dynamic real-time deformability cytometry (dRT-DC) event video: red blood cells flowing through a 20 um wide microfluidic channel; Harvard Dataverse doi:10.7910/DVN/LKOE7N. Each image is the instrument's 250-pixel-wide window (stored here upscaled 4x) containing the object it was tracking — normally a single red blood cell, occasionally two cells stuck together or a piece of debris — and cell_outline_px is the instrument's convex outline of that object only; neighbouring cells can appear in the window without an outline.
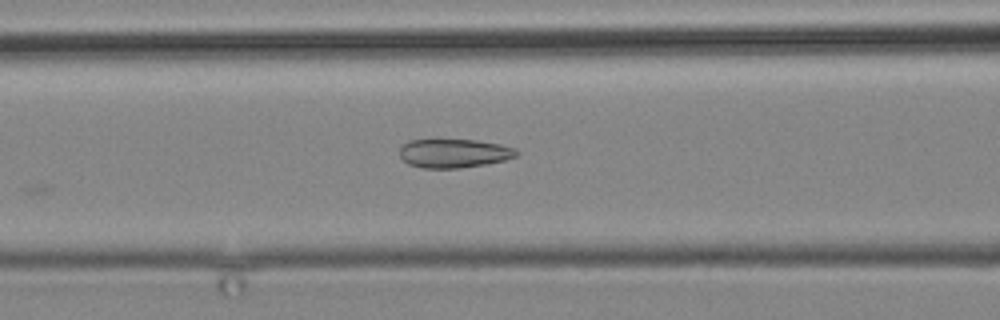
{"species": "common noctule bat (a hibernating species)", "species_latin": "Nyctalus noctula", "temperature_condition": "cold", "stored_images_in_passage": 12, "camera_frame_rate_fps": 3000, "um_per_image_px": 0.085, "animal": {"sex": "male", "body_mass_g": 19.2, "forearm_length_mm": 51.8}, "frame": {"image": 1, "passage_image": 11, "time_ms": 12.667, "image_size_px": [1000, 320], "cell_outline_px": [[520, 152], [516, 156], [504, 160], [484, 164], [460, 168], [424, 168], [408, 164], [400, 156], [400, 148], [408, 140], [436, 136], [476, 140], [500, 144], [516, 148]], "centroid_in_image_um": [38.54, 12.97], "position_along_channel_um": 128.1, "area_um2": 20.52}}